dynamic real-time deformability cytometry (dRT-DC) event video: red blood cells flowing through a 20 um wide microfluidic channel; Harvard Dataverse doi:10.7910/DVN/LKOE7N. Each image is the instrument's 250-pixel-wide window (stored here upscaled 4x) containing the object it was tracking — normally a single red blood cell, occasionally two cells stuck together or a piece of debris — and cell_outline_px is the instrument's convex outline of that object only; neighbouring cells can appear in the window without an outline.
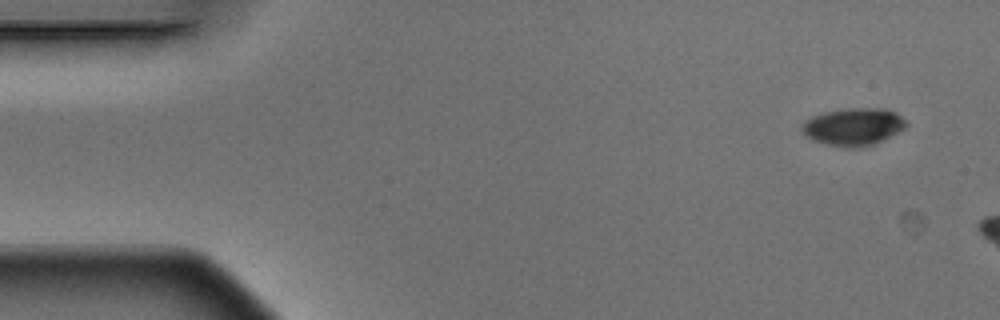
{"species": "Egyptian fruit bat (a non-hibernating species)", "species_latin": "Rousettus aegyptiacus", "temperature_condition": "warm", "stored_images_in_passage": 6, "segment_of_instrument_passage": [2, 2], "camera_frame_rate_fps": 3000, "um_per_image_px": 0.085, "animal": {"sex": "male"}, "frame": {"image": 1, "passage_image": 6, "time_ms": 1.667, "image_size_px": [1000, 320], "cell_outline_px": [[908, 124], [904, 128], [872, 144], [828, 144], [812, 140], [804, 136], [800, 128], [804, 120], [812, 116], [824, 112], [844, 108], [888, 108], [896, 112]], "centroid_in_image_um": [72.48, 10.69], "position_along_channel_um": 12.5, "area_um2": 21.96}}